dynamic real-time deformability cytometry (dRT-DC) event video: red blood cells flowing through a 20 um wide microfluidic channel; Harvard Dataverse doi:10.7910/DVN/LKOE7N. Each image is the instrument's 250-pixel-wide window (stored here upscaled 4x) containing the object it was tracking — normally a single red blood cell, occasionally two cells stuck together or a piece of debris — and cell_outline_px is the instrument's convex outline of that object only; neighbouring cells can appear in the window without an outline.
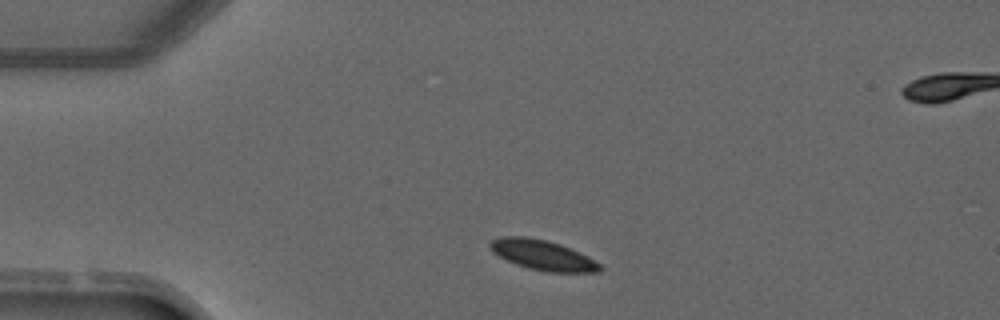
{"species": "common noctule bat (a hibernating species)", "species_latin": "Nyctalus noctula", "temperature_condition": "warm", "stored_images_in_passage": 3, "segment_of_instrument_passage": [1, 2], "camera_frame_rate_fps": 3000, "um_per_image_px": 0.085, "animal": {"sex": "male", "forearm_length_mm": 52.5}, "frame": {"image": 1, "passage_image": 1, "time_ms": 0.0, "image_size_px": [1000, 320], "cell_outline_px": [[604, 268], [600, 272], [548, 272], [528, 268], [516, 264], [492, 252], [488, 244], [492, 240], [504, 236], [524, 236], [544, 240], [560, 244], [588, 256], [600, 264]], "centroid_in_image_um": [46.14, 21.69], "position_along_channel_um": 38.9, "area_um2": 19.07}}